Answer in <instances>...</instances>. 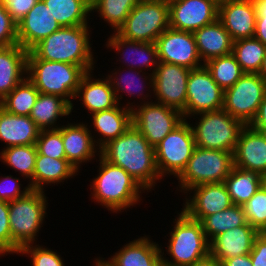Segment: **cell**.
Here are the masks:
<instances>
[{
  "instance_id": "obj_18",
  "label": "cell",
  "mask_w": 266,
  "mask_h": 266,
  "mask_svg": "<svg viewBox=\"0 0 266 266\" xmlns=\"http://www.w3.org/2000/svg\"><path fill=\"white\" fill-rule=\"evenodd\" d=\"M87 125L88 123L85 124V122L76 124L68 122L58 128L62 134L66 159L78 172L83 163L91 162L100 154V149L94 142L92 129H89Z\"/></svg>"
},
{
  "instance_id": "obj_37",
  "label": "cell",
  "mask_w": 266,
  "mask_h": 266,
  "mask_svg": "<svg viewBox=\"0 0 266 266\" xmlns=\"http://www.w3.org/2000/svg\"><path fill=\"white\" fill-rule=\"evenodd\" d=\"M37 154L36 144L11 146L2 149L0 161L14 169L15 172H20L21 177L31 181Z\"/></svg>"
},
{
  "instance_id": "obj_30",
  "label": "cell",
  "mask_w": 266,
  "mask_h": 266,
  "mask_svg": "<svg viewBox=\"0 0 266 266\" xmlns=\"http://www.w3.org/2000/svg\"><path fill=\"white\" fill-rule=\"evenodd\" d=\"M125 66L123 65V70H121V66H119V68H116L114 71H111V73H109L107 75V77L109 78L112 88L114 90L115 96H116V100L118 104H121L119 100H122V96L123 94L121 93H125V95H129L130 99H132L131 97H135L136 95L138 97H140V100L142 99L143 104L146 103L144 102L145 100H149L148 102H152L153 100L151 99L152 94H150L153 91V74L152 73H146V72H142V71H138L136 69H131V68H127L126 72H125ZM120 70V71H119ZM114 72V73H113ZM120 72V73H119ZM125 74H124V73ZM142 73V74H141ZM124 74V75H123ZM127 74V75H126ZM148 74V75H146ZM144 75V76H143ZM146 75V76H145ZM121 76V77H120ZM140 76V77H139ZM119 77V78H118ZM136 78V79H135ZM139 80V81H138ZM143 80V81H142ZM149 81V82H148ZM148 82V83H146ZM147 85V86H146ZM138 88V90L136 89ZM147 88L146 91L145 89ZM149 88V89H148ZM136 91V92H135ZM150 91V93H149ZM149 94V95H148ZM143 97V98H142ZM150 97V98H149ZM149 98V99H148ZM151 100V101H150Z\"/></svg>"
},
{
  "instance_id": "obj_57",
  "label": "cell",
  "mask_w": 266,
  "mask_h": 266,
  "mask_svg": "<svg viewBox=\"0 0 266 266\" xmlns=\"http://www.w3.org/2000/svg\"><path fill=\"white\" fill-rule=\"evenodd\" d=\"M261 234L266 237V228L261 232Z\"/></svg>"
},
{
  "instance_id": "obj_47",
  "label": "cell",
  "mask_w": 266,
  "mask_h": 266,
  "mask_svg": "<svg viewBox=\"0 0 266 266\" xmlns=\"http://www.w3.org/2000/svg\"><path fill=\"white\" fill-rule=\"evenodd\" d=\"M38 0H0L12 19L18 24Z\"/></svg>"
},
{
  "instance_id": "obj_23",
  "label": "cell",
  "mask_w": 266,
  "mask_h": 266,
  "mask_svg": "<svg viewBox=\"0 0 266 266\" xmlns=\"http://www.w3.org/2000/svg\"><path fill=\"white\" fill-rule=\"evenodd\" d=\"M256 18L253 0H229L219 5L218 19L233 41L254 37Z\"/></svg>"
},
{
  "instance_id": "obj_6",
  "label": "cell",
  "mask_w": 266,
  "mask_h": 266,
  "mask_svg": "<svg viewBox=\"0 0 266 266\" xmlns=\"http://www.w3.org/2000/svg\"><path fill=\"white\" fill-rule=\"evenodd\" d=\"M44 192L30 189L9 202L11 254H19L24 246L35 243L47 214L48 200Z\"/></svg>"
},
{
  "instance_id": "obj_26",
  "label": "cell",
  "mask_w": 266,
  "mask_h": 266,
  "mask_svg": "<svg viewBox=\"0 0 266 266\" xmlns=\"http://www.w3.org/2000/svg\"><path fill=\"white\" fill-rule=\"evenodd\" d=\"M121 105L91 114L93 130L100 137L95 136L98 140H94L99 149L124 134L132 125V109Z\"/></svg>"
},
{
  "instance_id": "obj_56",
  "label": "cell",
  "mask_w": 266,
  "mask_h": 266,
  "mask_svg": "<svg viewBox=\"0 0 266 266\" xmlns=\"http://www.w3.org/2000/svg\"><path fill=\"white\" fill-rule=\"evenodd\" d=\"M93 266H102V265L97 261V259H95Z\"/></svg>"
},
{
  "instance_id": "obj_44",
  "label": "cell",
  "mask_w": 266,
  "mask_h": 266,
  "mask_svg": "<svg viewBox=\"0 0 266 266\" xmlns=\"http://www.w3.org/2000/svg\"><path fill=\"white\" fill-rule=\"evenodd\" d=\"M18 44L17 23L0 3V47Z\"/></svg>"
},
{
  "instance_id": "obj_42",
  "label": "cell",
  "mask_w": 266,
  "mask_h": 266,
  "mask_svg": "<svg viewBox=\"0 0 266 266\" xmlns=\"http://www.w3.org/2000/svg\"><path fill=\"white\" fill-rule=\"evenodd\" d=\"M37 152L55 159H66L62 134L58 129L41 130L36 140Z\"/></svg>"
},
{
  "instance_id": "obj_33",
  "label": "cell",
  "mask_w": 266,
  "mask_h": 266,
  "mask_svg": "<svg viewBox=\"0 0 266 266\" xmlns=\"http://www.w3.org/2000/svg\"><path fill=\"white\" fill-rule=\"evenodd\" d=\"M61 27L89 25L91 0H42Z\"/></svg>"
},
{
  "instance_id": "obj_52",
  "label": "cell",
  "mask_w": 266,
  "mask_h": 266,
  "mask_svg": "<svg viewBox=\"0 0 266 266\" xmlns=\"http://www.w3.org/2000/svg\"><path fill=\"white\" fill-rule=\"evenodd\" d=\"M192 266H222V263L209 254L207 257L194 263Z\"/></svg>"
},
{
  "instance_id": "obj_20",
  "label": "cell",
  "mask_w": 266,
  "mask_h": 266,
  "mask_svg": "<svg viewBox=\"0 0 266 266\" xmlns=\"http://www.w3.org/2000/svg\"><path fill=\"white\" fill-rule=\"evenodd\" d=\"M61 28L42 0L17 24L18 44L30 51L41 40Z\"/></svg>"
},
{
  "instance_id": "obj_14",
  "label": "cell",
  "mask_w": 266,
  "mask_h": 266,
  "mask_svg": "<svg viewBox=\"0 0 266 266\" xmlns=\"http://www.w3.org/2000/svg\"><path fill=\"white\" fill-rule=\"evenodd\" d=\"M190 69L159 61L153 73V98L155 102L179 110L186 107L187 82Z\"/></svg>"
},
{
  "instance_id": "obj_29",
  "label": "cell",
  "mask_w": 266,
  "mask_h": 266,
  "mask_svg": "<svg viewBox=\"0 0 266 266\" xmlns=\"http://www.w3.org/2000/svg\"><path fill=\"white\" fill-rule=\"evenodd\" d=\"M40 129L30 116L15 115L0 106V140L4 148L36 144Z\"/></svg>"
},
{
  "instance_id": "obj_9",
  "label": "cell",
  "mask_w": 266,
  "mask_h": 266,
  "mask_svg": "<svg viewBox=\"0 0 266 266\" xmlns=\"http://www.w3.org/2000/svg\"><path fill=\"white\" fill-rule=\"evenodd\" d=\"M169 27L168 0H140L117 33L126 39L155 43Z\"/></svg>"
},
{
  "instance_id": "obj_39",
  "label": "cell",
  "mask_w": 266,
  "mask_h": 266,
  "mask_svg": "<svg viewBox=\"0 0 266 266\" xmlns=\"http://www.w3.org/2000/svg\"><path fill=\"white\" fill-rule=\"evenodd\" d=\"M140 0H91V13L98 12L114 32L123 25L132 9Z\"/></svg>"
},
{
  "instance_id": "obj_12",
  "label": "cell",
  "mask_w": 266,
  "mask_h": 266,
  "mask_svg": "<svg viewBox=\"0 0 266 266\" xmlns=\"http://www.w3.org/2000/svg\"><path fill=\"white\" fill-rule=\"evenodd\" d=\"M266 94V83L258 74L244 73L234 85L224 90L223 109L249 125Z\"/></svg>"
},
{
  "instance_id": "obj_32",
  "label": "cell",
  "mask_w": 266,
  "mask_h": 266,
  "mask_svg": "<svg viewBox=\"0 0 266 266\" xmlns=\"http://www.w3.org/2000/svg\"><path fill=\"white\" fill-rule=\"evenodd\" d=\"M72 113L71 105L57 95L39 93L29 116L40 130H55L60 127L57 122Z\"/></svg>"
},
{
  "instance_id": "obj_28",
  "label": "cell",
  "mask_w": 266,
  "mask_h": 266,
  "mask_svg": "<svg viewBox=\"0 0 266 266\" xmlns=\"http://www.w3.org/2000/svg\"><path fill=\"white\" fill-rule=\"evenodd\" d=\"M193 35L203 63L232 53L233 40L219 19L194 31Z\"/></svg>"
},
{
  "instance_id": "obj_3",
  "label": "cell",
  "mask_w": 266,
  "mask_h": 266,
  "mask_svg": "<svg viewBox=\"0 0 266 266\" xmlns=\"http://www.w3.org/2000/svg\"><path fill=\"white\" fill-rule=\"evenodd\" d=\"M98 157V176L90 182L93 201L112 213H121L141 202L140 196L145 190L137 181L123 168L106 161L100 154Z\"/></svg>"
},
{
  "instance_id": "obj_24",
  "label": "cell",
  "mask_w": 266,
  "mask_h": 266,
  "mask_svg": "<svg viewBox=\"0 0 266 266\" xmlns=\"http://www.w3.org/2000/svg\"><path fill=\"white\" fill-rule=\"evenodd\" d=\"M259 234L260 233L249 224L227 230L209 242L210 255L222 263L228 258L250 254L254 240Z\"/></svg>"
},
{
  "instance_id": "obj_49",
  "label": "cell",
  "mask_w": 266,
  "mask_h": 266,
  "mask_svg": "<svg viewBox=\"0 0 266 266\" xmlns=\"http://www.w3.org/2000/svg\"><path fill=\"white\" fill-rule=\"evenodd\" d=\"M250 257L253 266H266V237L261 233L254 240Z\"/></svg>"
},
{
  "instance_id": "obj_48",
  "label": "cell",
  "mask_w": 266,
  "mask_h": 266,
  "mask_svg": "<svg viewBox=\"0 0 266 266\" xmlns=\"http://www.w3.org/2000/svg\"><path fill=\"white\" fill-rule=\"evenodd\" d=\"M256 7V29L254 37L266 46V0H253Z\"/></svg>"
},
{
  "instance_id": "obj_5",
  "label": "cell",
  "mask_w": 266,
  "mask_h": 266,
  "mask_svg": "<svg viewBox=\"0 0 266 266\" xmlns=\"http://www.w3.org/2000/svg\"><path fill=\"white\" fill-rule=\"evenodd\" d=\"M179 213L173 221L166 248V254L173 260L166 259L160 246L164 266H192L210 254V243L201 222L189 218L183 211Z\"/></svg>"
},
{
  "instance_id": "obj_2",
  "label": "cell",
  "mask_w": 266,
  "mask_h": 266,
  "mask_svg": "<svg viewBox=\"0 0 266 266\" xmlns=\"http://www.w3.org/2000/svg\"><path fill=\"white\" fill-rule=\"evenodd\" d=\"M90 27H61L36 44L31 51L39 59L78 65L85 72L95 70Z\"/></svg>"
},
{
  "instance_id": "obj_54",
  "label": "cell",
  "mask_w": 266,
  "mask_h": 266,
  "mask_svg": "<svg viewBox=\"0 0 266 266\" xmlns=\"http://www.w3.org/2000/svg\"><path fill=\"white\" fill-rule=\"evenodd\" d=\"M262 187L266 190V174L262 175Z\"/></svg>"
},
{
  "instance_id": "obj_19",
  "label": "cell",
  "mask_w": 266,
  "mask_h": 266,
  "mask_svg": "<svg viewBox=\"0 0 266 266\" xmlns=\"http://www.w3.org/2000/svg\"><path fill=\"white\" fill-rule=\"evenodd\" d=\"M128 242L107 260L95 258L102 266H164L158 242L146 235Z\"/></svg>"
},
{
  "instance_id": "obj_15",
  "label": "cell",
  "mask_w": 266,
  "mask_h": 266,
  "mask_svg": "<svg viewBox=\"0 0 266 266\" xmlns=\"http://www.w3.org/2000/svg\"><path fill=\"white\" fill-rule=\"evenodd\" d=\"M158 59L188 69H196L204 65L192 32L168 28L155 41Z\"/></svg>"
},
{
  "instance_id": "obj_35",
  "label": "cell",
  "mask_w": 266,
  "mask_h": 266,
  "mask_svg": "<svg viewBox=\"0 0 266 266\" xmlns=\"http://www.w3.org/2000/svg\"><path fill=\"white\" fill-rule=\"evenodd\" d=\"M201 224L210 242L213 238L227 230L249 223L246 220L243 206L233 204L228 209L206 216L201 221Z\"/></svg>"
},
{
  "instance_id": "obj_31",
  "label": "cell",
  "mask_w": 266,
  "mask_h": 266,
  "mask_svg": "<svg viewBox=\"0 0 266 266\" xmlns=\"http://www.w3.org/2000/svg\"><path fill=\"white\" fill-rule=\"evenodd\" d=\"M78 171L67 159H55L37 154L33 179L28 183L31 189L45 191V185L60 184L73 176Z\"/></svg>"
},
{
  "instance_id": "obj_17",
  "label": "cell",
  "mask_w": 266,
  "mask_h": 266,
  "mask_svg": "<svg viewBox=\"0 0 266 266\" xmlns=\"http://www.w3.org/2000/svg\"><path fill=\"white\" fill-rule=\"evenodd\" d=\"M188 193L193 195L187 196ZM184 199L182 211L189 218L200 222L206 216L221 212L233 205L224 182L195 186L186 192Z\"/></svg>"
},
{
  "instance_id": "obj_8",
  "label": "cell",
  "mask_w": 266,
  "mask_h": 266,
  "mask_svg": "<svg viewBox=\"0 0 266 266\" xmlns=\"http://www.w3.org/2000/svg\"><path fill=\"white\" fill-rule=\"evenodd\" d=\"M234 167L233 152L195 147L182 173L177 177L180 192L198 185L220 183Z\"/></svg>"
},
{
  "instance_id": "obj_11",
  "label": "cell",
  "mask_w": 266,
  "mask_h": 266,
  "mask_svg": "<svg viewBox=\"0 0 266 266\" xmlns=\"http://www.w3.org/2000/svg\"><path fill=\"white\" fill-rule=\"evenodd\" d=\"M145 102L133 105L129 101L125 106L132 109V125L155 147L184 118L179 110L155 101Z\"/></svg>"
},
{
  "instance_id": "obj_45",
  "label": "cell",
  "mask_w": 266,
  "mask_h": 266,
  "mask_svg": "<svg viewBox=\"0 0 266 266\" xmlns=\"http://www.w3.org/2000/svg\"><path fill=\"white\" fill-rule=\"evenodd\" d=\"M21 183L19 177H13L11 175L3 176L0 179V200L11 202L22 196H24L28 191H30V186L21 190Z\"/></svg>"
},
{
  "instance_id": "obj_1",
  "label": "cell",
  "mask_w": 266,
  "mask_h": 266,
  "mask_svg": "<svg viewBox=\"0 0 266 266\" xmlns=\"http://www.w3.org/2000/svg\"><path fill=\"white\" fill-rule=\"evenodd\" d=\"M108 162L123 168L147 192L162 180L156 166L155 147L133 125L100 149Z\"/></svg>"
},
{
  "instance_id": "obj_4",
  "label": "cell",
  "mask_w": 266,
  "mask_h": 266,
  "mask_svg": "<svg viewBox=\"0 0 266 266\" xmlns=\"http://www.w3.org/2000/svg\"><path fill=\"white\" fill-rule=\"evenodd\" d=\"M86 72L78 65L39 59L31 50L27 56V78L40 93L57 95L71 105ZM73 99V100H72Z\"/></svg>"
},
{
  "instance_id": "obj_55",
  "label": "cell",
  "mask_w": 266,
  "mask_h": 266,
  "mask_svg": "<svg viewBox=\"0 0 266 266\" xmlns=\"http://www.w3.org/2000/svg\"><path fill=\"white\" fill-rule=\"evenodd\" d=\"M212 1H214L219 6V5L223 4V3H226L229 0H212Z\"/></svg>"
},
{
  "instance_id": "obj_43",
  "label": "cell",
  "mask_w": 266,
  "mask_h": 266,
  "mask_svg": "<svg viewBox=\"0 0 266 266\" xmlns=\"http://www.w3.org/2000/svg\"><path fill=\"white\" fill-rule=\"evenodd\" d=\"M19 253L30 257L31 266H65L64 260L56 251L36 243L24 246Z\"/></svg>"
},
{
  "instance_id": "obj_16",
  "label": "cell",
  "mask_w": 266,
  "mask_h": 266,
  "mask_svg": "<svg viewBox=\"0 0 266 266\" xmlns=\"http://www.w3.org/2000/svg\"><path fill=\"white\" fill-rule=\"evenodd\" d=\"M170 28L194 32L218 19L219 6L212 0H168Z\"/></svg>"
},
{
  "instance_id": "obj_25",
  "label": "cell",
  "mask_w": 266,
  "mask_h": 266,
  "mask_svg": "<svg viewBox=\"0 0 266 266\" xmlns=\"http://www.w3.org/2000/svg\"><path fill=\"white\" fill-rule=\"evenodd\" d=\"M88 71L81 78L75 99L92 113L114 108L118 103L109 78H94V72Z\"/></svg>"
},
{
  "instance_id": "obj_38",
  "label": "cell",
  "mask_w": 266,
  "mask_h": 266,
  "mask_svg": "<svg viewBox=\"0 0 266 266\" xmlns=\"http://www.w3.org/2000/svg\"><path fill=\"white\" fill-rule=\"evenodd\" d=\"M39 93L26 77L0 101V106L11 114L29 116Z\"/></svg>"
},
{
  "instance_id": "obj_7",
  "label": "cell",
  "mask_w": 266,
  "mask_h": 266,
  "mask_svg": "<svg viewBox=\"0 0 266 266\" xmlns=\"http://www.w3.org/2000/svg\"><path fill=\"white\" fill-rule=\"evenodd\" d=\"M195 115L199 121L190 126L197 147L234 153L240 132L245 126L241 120L232 117L223 108Z\"/></svg>"
},
{
  "instance_id": "obj_53",
  "label": "cell",
  "mask_w": 266,
  "mask_h": 266,
  "mask_svg": "<svg viewBox=\"0 0 266 266\" xmlns=\"http://www.w3.org/2000/svg\"><path fill=\"white\" fill-rule=\"evenodd\" d=\"M258 75L264 80V82L266 83V54L262 60L261 66H260V70L258 72Z\"/></svg>"
},
{
  "instance_id": "obj_51",
  "label": "cell",
  "mask_w": 266,
  "mask_h": 266,
  "mask_svg": "<svg viewBox=\"0 0 266 266\" xmlns=\"http://www.w3.org/2000/svg\"><path fill=\"white\" fill-rule=\"evenodd\" d=\"M222 266H253V265L250 254H246L225 259L222 262Z\"/></svg>"
},
{
  "instance_id": "obj_10",
  "label": "cell",
  "mask_w": 266,
  "mask_h": 266,
  "mask_svg": "<svg viewBox=\"0 0 266 266\" xmlns=\"http://www.w3.org/2000/svg\"><path fill=\"white\" fill-rule=\"evenodd\" d=\"M184 119L155 146L157 170L163 177L177 178L185 169L195 145L190 122Z\"/></svg>"
},
{
  "instance_id": "obj_50",
  "label": "cell",
  "mask_w": 266,
  "mask_h": 266,
  "mask_svg": "<svg viewBox=\"0 0 266 266\" xmlns=\"http://www.w3.org/2000/svg\"><path fill=\"white\" fill-rule=\"evenodd\" d=\"M249 125L255 130L266 134V94L263 98V101L259 105V109L255 118Z\"/></svg>"
},
{
  "instance_id": "obj_13",
  "label": "cell",
  "mask_w": 266,
  "mask_h": 266,
  "mask_svg": "<svg viewBox=\"0 0 266 266\" xmlns=\"http://www.w3.org/2000/svg\"><path fill=\"white\" fill-rule=\"evenodd\" d=\"M224 90L215 82L205 65L191 69L187 82L184 119L195 118L200 112L216 111L223 108Z\"/></svg>"
},
{
  "instance_id": "obj_21",
  "label": "cell",
  "mask_w": 266,
  "mask_h": 266,
  "mask_svg": "<svg viewBox=\"0 0 266 266\" xmlns=\"http://www.w3.org/2000/svg\"><path fill=\"white\" fill-rule=\"evenodd\" d=\"M106 43L107 49H114L116 54L118 53V57L121 53L120 57L122 56V59H120L119 62H123L122 64L126 66L125 68L140 71H146L148 69L147 71H152L151 73L153 74L159 64L155 43L126 39L120 36L117 32H113V34L107 39ZM134 55L136 58H134Z\"/></svg>"
},
{
  "instance_id": "obj_27",
  "label": "cell",
  "mask_w": 266,
  "mask_h": 266,
  "mask_svg": "<svg viewBox=\"0 0 266 266\" xmlns=\"http://www.w3.org/2000/svg\"><path fill=\"white\" fill-rule=\"evenodd\" d=\"M28 52L19 44L0 47V101L27 77Z\"/></svg>"
},
{
  "instance_id": "obj_22",
  "label": "cell",
  "mask_w": 266,
  "mask_h": 266,
  "mask_svg": "<svg viewBox=\"0 0 266 266\" xmlns=\"http://www.w3.org/2000/svg\"><path fill=\"white\" fill-rule=\"evenodd\" d=\"M234 167L266 174V134L245 125L233 153Z\"/></svg>"
},
{
  "instance_id": "obj_41",
  "label": "cell",
  "mask_w": 266,
  "mask_h": 266,
  "mask_svg": "<svg viewBox=\"0 0 266 266\" xmlns=\"http://www.w3.org/2000/svg\"><path fill=\"white\" fill-rule=\"evenodd\" d=\"M242 206L249 225L261 233L266 228V190L261 186Z\"/></svg>"
},
{
  "instance_id": "obj_46",
  "label": "cell",
  "mask_w": 266,
  "mask_h": 266,
  "mask_svg": "<svg viewBox=\"0 0 266 266\" xmlns=\"http://www.w3.org/2000/svg\"><path fill=\"white\" fill-rule=\"evenodd\" d=\"M11 254L9 202L0 200V257Z\"/></svg>"
},
{
  "instance_id": "obj_36",
  "label": "cell",
  "mask_w": 266,
  "mask_h": 266,
  "mask_svg": "<svg viewBox=\"0 0 266 266\" xmlns=\"http://www.w3.org/2000/svg\"><path fill=\"white\" fill-rule=\"evenodd\" d=\"M232 54L244 73L258 74L266 46L255 37L233 41Z\"/></svg>"
},
{
  "instance_id": "obj_40",
  "label": "cell",
  "mask_w": 266,
  "mask_h": 266,
  "mask_svg": "<svg viewBox=\"0 0 266 266\" xmlns=\"http://www.w3.org/2000/svg\"><path fill=\"white\" fill-rule=\"evenodd\" d=\"M204 65L210 71L215 82L223 90L232 87L244 74L232 53L226 56L212 58L204 63Z\"/></svg>"
},
{
  "instance_id": "obj_34",
  "label": "cell",
  "mask_w": 266,
  "mask_h": 266,
  "mask_svg": "<svg viewBox=\"0 0 266 266\" xmlns=\"http://www.w3.org/2000/svg\"><path fill=\"white\" fill-rule=\"evenodd\" d=\"M224 184L232 203L242 206L262 186V176L251 170L233 167Z\"/></svg>"
}]
</instances>
